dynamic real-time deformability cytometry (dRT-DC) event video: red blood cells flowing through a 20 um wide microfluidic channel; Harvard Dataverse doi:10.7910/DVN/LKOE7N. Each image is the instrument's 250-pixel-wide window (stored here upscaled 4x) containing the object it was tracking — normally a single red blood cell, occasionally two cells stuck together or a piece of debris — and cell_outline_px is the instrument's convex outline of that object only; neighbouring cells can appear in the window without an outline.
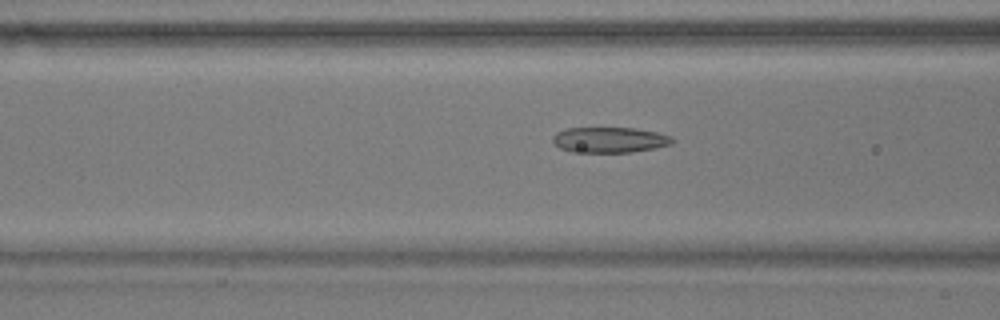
{"species": "common noctule bat (a hibernating species)", "species_latin": "Nyctalus noctula", "temperature_condition": "warm", "stored_images_in_passage": 44, "camera_frame_rate_fps": 3000, "um_per_image_px": 0.085, "animal": {"sex": "male", "body_mass_g": 17.9}, "frame": {"image": 1, "passage_image": 9, "time_ms": 2.667, "image_size_px": [1000, 320], "cell_outline_px": [[676, 140], [672, 144], [656, 148], [632, 152], [572, 152], [560, 148], [552, 140], [552, 136], [556, 132], [568, 128], [632, 128], [656, 132], [672, 136]], "centroid_in_image_um": [51.84, 11.89], "position_along_channel_um": 114.8, "area_um2": 17.86}}
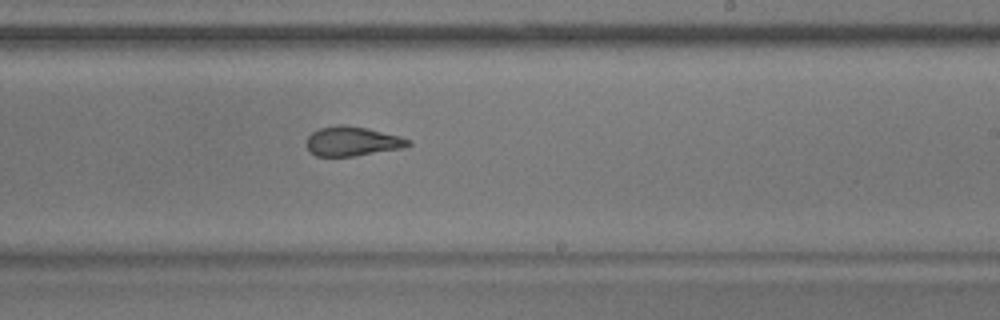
{"frame": {"image": 2, "passage_image": 21, "time_ms": 6.667, "image_size_px": [1000, 320], "cell_outline_px": [[412, 144], [404, 148], [356, 156], [316, 156], [308, 152], [308, 136], [312, 132], [320, 128], [336, 124], [348, 124], [368, 128], [400, 136], [412, 140]], "centroid_in_image_um": [29.98, 12.0], "position_along_channel_um": 259.0, "area_um2": 17.74}}
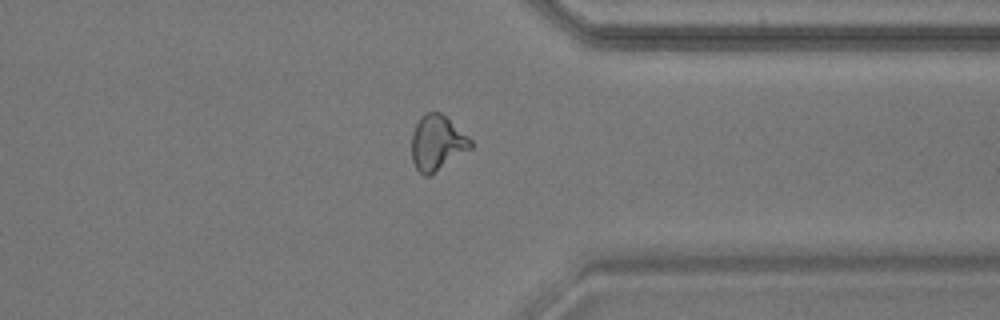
{"frame": {"image": 3, "passage_image": 31, "time_ms": 10.0, "image_size_px": [1000, 320], "cell_outline_px": [[472, 148], [428, 176], [424, 176], [416, 168], [412, 160], [412, 132], [420, 116], [424, 112], [440, 112], [468, 136], [472, 140]], "centroid_in_image_um": [37.14, 12.13], "position_along_channel_um": 374.3, "area_um2": 18.79}, "authors_computed_cell_mechanics": {"area_um2": 18.4382, "velocity_mm_per_s": 3.6053, "shape_relaxation_time_tau1_ms": 6.6857, "shape_relaxation_time_tau2_ms": 2.3726, "deformation_change_tau1": 0.1872, "deformation_change_tau2": 0.1057}}